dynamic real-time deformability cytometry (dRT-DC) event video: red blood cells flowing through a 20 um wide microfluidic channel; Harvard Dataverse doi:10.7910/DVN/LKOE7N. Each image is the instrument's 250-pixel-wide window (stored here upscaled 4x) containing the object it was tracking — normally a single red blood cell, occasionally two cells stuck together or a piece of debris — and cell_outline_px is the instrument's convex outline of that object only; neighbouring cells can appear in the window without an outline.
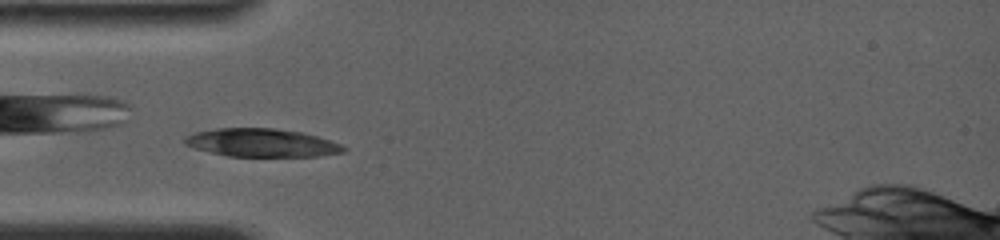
{"species": "common noctule bat (a hibernating species)", "species_latin": "Nyctalus noctula", "temperature_condition": "room temperature", "stored_images_in_passage": 17, "camera_frame_rate_fps": 4000, "um_per_image_px": 0.085, "animal": {"sex": "female", "body_mass_g": 19.0, "forearm_length_mm": 56.7}, "frame": {"image": 1, "passage_image": 12, "time_ms": 2.75, "image_size_px": [1000, 240], "cell_outline_px": [[348, 148], [344, 152], [316, 156], [228, 156], [208, 152], [184, 144], [184, 136], [196, 132], [216, 128], [276, 128], [300, 132], [332, 140]], "centroid_in_image_um": [22.24, 12.13], "position_along_channel_um": 62.8, "area_um2": 26.07}}